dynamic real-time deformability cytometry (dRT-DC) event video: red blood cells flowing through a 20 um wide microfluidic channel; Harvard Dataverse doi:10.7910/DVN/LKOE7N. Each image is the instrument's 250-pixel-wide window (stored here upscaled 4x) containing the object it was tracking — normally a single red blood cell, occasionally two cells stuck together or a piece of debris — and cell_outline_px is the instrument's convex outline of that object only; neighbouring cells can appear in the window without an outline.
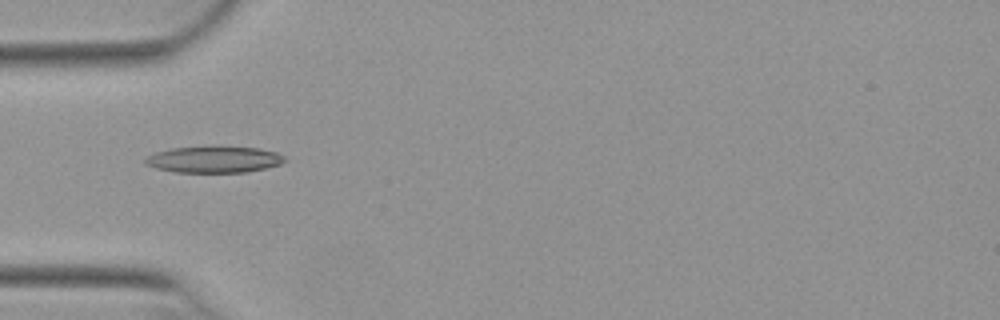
{"species": "Egyptian fruit bat (a non-hibernating species)", "species_latin": "Rousettus aegyptiacus", "temperature_condition": "warm", "stored_images_in_passage": 7, "camera_frame_rate_fps": 3000, "um_per_image_px": 0.085, "animal": {"sex": "female"}, "frame": {"image": 1, "passage_image": 2, "time_ms": 0.333, "image_size_px": [1000, 320], "cell_outline_px": [[288, 160], [280, 164], [248, 172], [176, 172], [156, 168], [144, 164], [144, 160], [148, 156], [156, 152], [172, 148], [260, 148], [276, 152], [284, 156]], "centroid_in_image_um": [18.2, 13.58], "position_along_channel_um": 66.8, "area_um2": 20.92}}
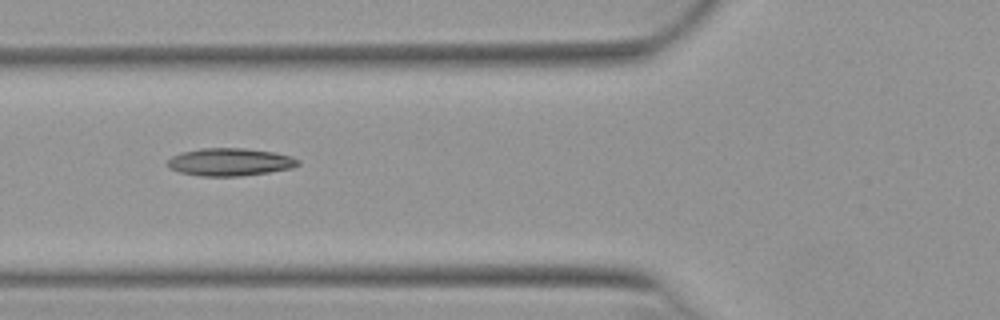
{"frame": {"image": 2, "passage_image": 5, "time_ms": 1.333, "image_size_px": [1000, 320], "cell_outline_px": [[300, 164], [292, 168], [268, 172], [240, 176], [200, 176], [180, 172], [168, 168], [168, 160], [172, 156], [180, 152], [200, 148], [244, 148], [276, 152], [292, 156], [300, 160]], "centroid_in_image_um": [19.56, 13.76], "position_along_channel_um": 106.2, "area_um2": 21.21}}